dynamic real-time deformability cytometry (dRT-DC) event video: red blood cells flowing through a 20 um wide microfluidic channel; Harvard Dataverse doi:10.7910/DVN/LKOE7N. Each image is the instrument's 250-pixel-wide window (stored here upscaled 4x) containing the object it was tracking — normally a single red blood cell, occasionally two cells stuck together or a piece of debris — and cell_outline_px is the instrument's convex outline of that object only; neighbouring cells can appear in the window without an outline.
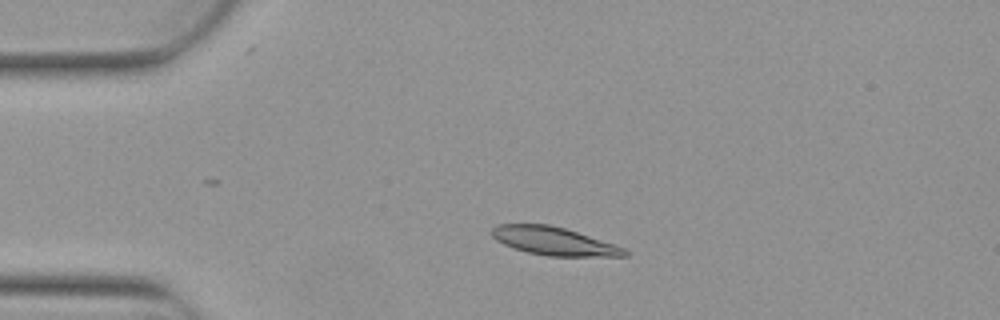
{"species": "Egyptian fruit bat (a non-hibernating species)", "species_latin": "Rousettus aegyptiacus", "temperature_condition": "warm", "stored_images_in_passage": 4, "camera_frame_rate_fps": 3000, "um_per_image_px": 0.085, "animal": {"sex": "female"}, "frame": {"image": 1, "passage_image": 3, "time_ms": 0.667, "image_size_px": [1000, 320], "cell_outline_px": [[628, 256], [548, 256], [528, 252], [504, 244], [496, 240], [492, 236], [492, 228], [496, 224], [548, 224], [564, 228], [616, 244], [624, 248], [628, 252]], "centroid_in_image_um": [47.09, 20.49], "position_along_channel_um": 37.9, "area_um2": 21.62}}